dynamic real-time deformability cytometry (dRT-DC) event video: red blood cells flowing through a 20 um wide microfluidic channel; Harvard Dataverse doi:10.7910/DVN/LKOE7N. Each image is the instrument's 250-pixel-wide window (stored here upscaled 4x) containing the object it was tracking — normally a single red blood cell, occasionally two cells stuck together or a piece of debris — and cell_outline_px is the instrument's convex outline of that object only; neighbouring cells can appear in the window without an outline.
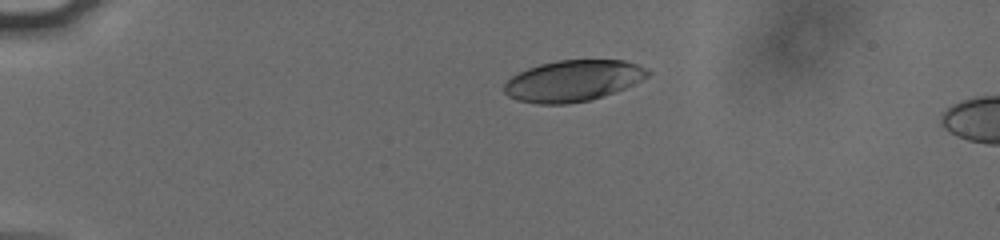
{"species": "human", "species_latin": "Homo sapiens", "temperature_condition": "cold", "stored_images_in_passage": 7, "camera_frame_rate_fps": 3000, "um_per_image_px": 0.085, "donor": {"sex": "male"}, "frame": {"image": 1, "passage_image": 1, "time_ms": 0.0, "image_size_px": [1000, 240], "cell_outline_px": [[652, 72], [648, 76], [624, 88], [604, 96], [592, 100], [568, 104], [536, 104], [516, 100], [508, 96], [504, 92], [504, 84], [512, 76], [528, 68], [540, 64], [556, 60], [624, 60], [636, 64]], "centroid_in_image_um": [48.68, 6.87], "position_along_channel_um": 36.3, "area_um2": 34.45}}